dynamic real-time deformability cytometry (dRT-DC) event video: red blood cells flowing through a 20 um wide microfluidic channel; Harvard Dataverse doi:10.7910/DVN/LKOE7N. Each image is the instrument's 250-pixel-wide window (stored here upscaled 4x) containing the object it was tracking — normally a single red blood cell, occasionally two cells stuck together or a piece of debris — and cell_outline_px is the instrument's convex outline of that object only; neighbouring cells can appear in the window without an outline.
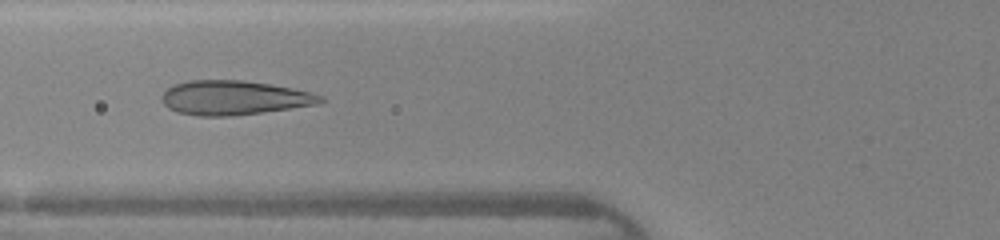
{"species": "human", "species_latin": "Homo sapiens", "temperature_condition": "warm", "stored_images_in_passage": 46, "camera_frame_rate_fps": 3000, "um_per_image_px": 0.085, "donor": {"sex": "female"}, "frame": {"image": 1, "passage_image": 18, "time_ms": 5.667, "image_size_px": [1000, 240], "cell_outline_px": [[324, 100], [316, 104], [232, 116], [196, 116], [176, 112], [168, 108], [160, 100], [160, 96], [172, 84], [188, 80], [244, 80], [292, 88], [324, 96]], "centroid_in_image_um": [19.8, 8.3], "position_along_channel_um": 106.0, "area_um2": 31.62}}
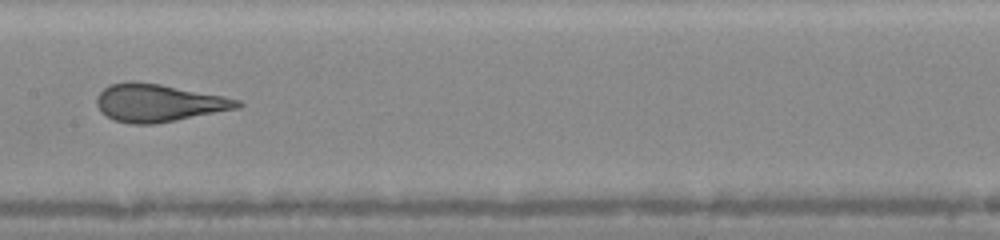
{"frame": {"image": 2, "passage_image": 24, "time_ms": 7.667, "image_size_px": [1000, 240], "cell_outline_px": [[244, 104], [240, 108], [156, 124], [132, 124], [116, 120], [108, 116], [96, 104], [96, 96], [104, 88], [112, 84], [128, 80], [132, 80], [160, 84], [224, 96], [240, 100]], "centroid_in_image_um": [13.51, 8.74], "position_along_channel_um": 193.9, "area_um2": 30.87}}
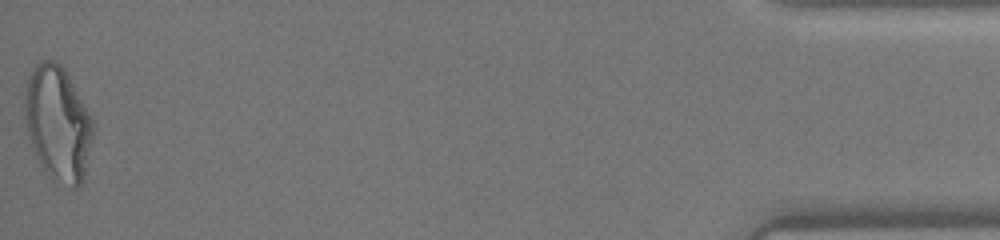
{"frame": {"image": 3, "passage_image": 46, "time_ms": 15.0, "image_size_px": [1000, 240], "cell_outline_px": [[92, 136], [84, 180], [80, 188], [72, 188], [52, 180], [48, 176], [40, 164], [36, 156], [28, 136], [24, 120], [24, 100], [28, 80], [36, 64], [40, 60], [56, 60], [64, 68], [92, 120]], "centroid_in_image_um": [4.89, 10.54], "position_along_channel_um": 430.3, "area_um2": 45.43}, "authors_computed_cell_mechanics": {"area_um2": 31.9923, "velocity_mm_per_s": 4.3873, "shape_relaxation_time_tau1_ms": 4.2364, "shape_relaxation_time_tau2_ms": 0.4984, "deformation_change_tau1": 0.1959, "deformation_change_tau2": 0.0861}}